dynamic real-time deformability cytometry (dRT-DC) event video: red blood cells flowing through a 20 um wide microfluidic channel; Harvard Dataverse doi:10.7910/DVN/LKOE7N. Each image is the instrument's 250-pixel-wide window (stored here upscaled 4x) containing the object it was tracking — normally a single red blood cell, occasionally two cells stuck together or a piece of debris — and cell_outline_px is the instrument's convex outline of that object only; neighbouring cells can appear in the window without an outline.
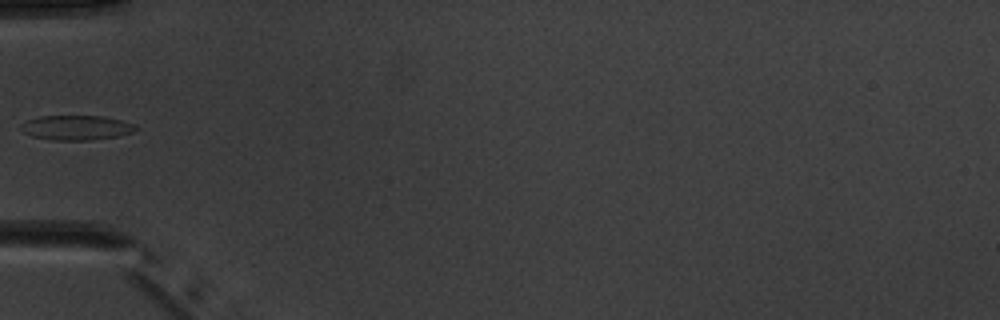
{"species": "common noctule bat (a hibernating species)", "species_latin": "Nyctalus noctula", "temperature_condition": "warm", "stored_images_in_passage": 6, "camera_frame_rate_fps": 3000, "um_per_image_px": 0.085, "animal": {"sex": "male", "body_mass_g": 20.1, "forearm_length_mm": 53.5}, "frame": {"image": 1, "passage_image": 6, "time_ms": 5.667, "image_size_px": [1000, 320], "cell_outline_px": [[136, 132], [120, 136], [88, 140], [52, 140], [32, 136], [24, 132], [20, 128], [20, 124], [24, 120], [40, 116], [104, 116], [120, 120], [132, 124], [136, 128]], "centroid_in_image_um": [6.46, 10.85], "position_along_channel_um": 78.5, "area_um2": 16.59}}